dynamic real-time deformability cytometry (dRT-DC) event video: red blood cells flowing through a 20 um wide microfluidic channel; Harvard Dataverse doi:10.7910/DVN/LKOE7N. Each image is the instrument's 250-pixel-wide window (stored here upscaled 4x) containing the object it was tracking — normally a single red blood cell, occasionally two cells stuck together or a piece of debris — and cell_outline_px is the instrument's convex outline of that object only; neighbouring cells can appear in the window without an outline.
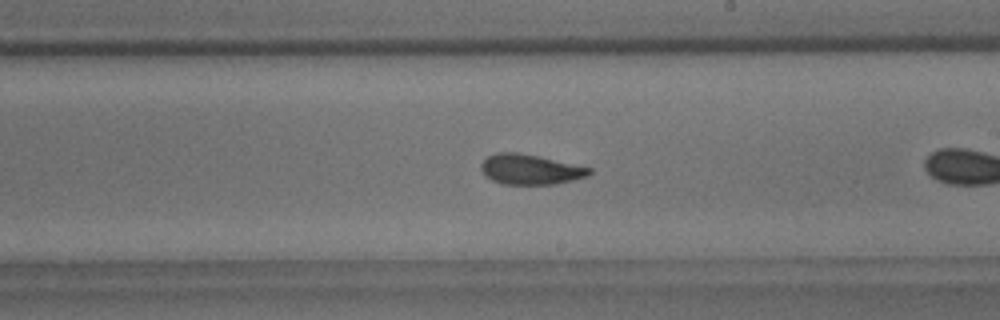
{"species": "common noctule bat (a hibernating species)", "species_latin": "Nyctalus noctula", "temperature_condition": "room temperature", "stored_images_in_passage": 16, "camera_frame_rate_fps": 3000, "um_per_image_px": 0.085, "animal": {"sex": "male", "body_mass_g": 18.8}, "frame": {"image": 1, "passage_image": 12, "time_ms": 3.667, "image_size_px": [1000, 320], "cell_outline_px": [[592, 172], [588, 176], [556, 184], [504, 184], [492, 180], [484, 176], [480, 168], [480, 164], [488, 156], [496, 152], [516, 152], [540, 156], [592, 168]], "centroid_in_image_um": [45.06, 14.39], "position_along_channel_um": 243.9, "area_um2": 19.13}}